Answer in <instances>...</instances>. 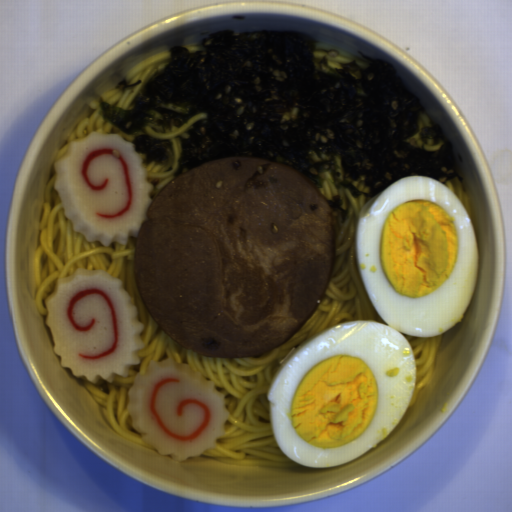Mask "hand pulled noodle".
<instances>
[{"label":"hand pulled noodle","mask_w":512,"mask_h":512,"mask_svg":"<svg viewBox=\"0 0 512 512\" xmlns=\"http://www.w3.org/2000/svg\"><path fill=\"white\" fill-rule=\"evenodd\" d=\"M57 177L55 173L44 187L43 213L38 223L40 243L33 258L32 277L39 312L48 317L46 301L55 293L58 279L67 278L75 274L76 269L83 268L103 271L120 279L143 327L144 348L137 352L139 364L129 367L127 377L113 376L112 382L100 378L96 383L82 377L111 429L129 443L155 448L133 426L128 411L129 391L135 376L145 373L151 361L159 363L173 359L177 364L190 366L205 380L214 382L216 390L223 394L229 414L223 423L225 433L216 439L215 448L200 454L212 456L222 463L266 467L302 465L284 453L273 434L268 396L280 368L302 344L338 324H387L364 288L358 265L357 225L360 211L368 203L365 196L354 197L346 187L336 188L329 172H325L323 186L319 189L321 194L326 200L339 196L341 208L347 209L348 214L343 221L342 211L332 208L336 224L335 259L320 304L277 348L248 358H218L184 348L161 328L145 307L137 287L138 237H130L127 243L112 241L103 245L77 232L55 189Z\"/></svg>","instance_id":"obj_1"},{"label":"hand pulled noodle","mask_w":512,"mask_h":512,"mask_svg":"<svg viewBox=\"0 0 512 512\" xmlns=\"http://www.w3.org/2000/svg\"><path fill=\"white\" fill-rule=\"evenodd\" d=\"M170 58V49L158 51L152 54L151 56L135 63L127 73L126 81L128 85L131 83H137V81L140 80L138 84L128 86L124 93L119 87H114L96 96L89 105L94 112L70 132L65 145L55 155L53 163L55 164L58 159L67 153L68 143L80 141L89 136L90 133L117 134L122 139L132 144L135 141V138L142 135V130H139L134 135H125L120 128L100 116L99 99L103 98L110 104H117L124 109L132 110L134 107H132L131 102L141 91L144 83L153 72L164 69Z\"/></svg>","instance_id":"obj_2"},{"label":"hand pulled noodle","mask_w":512,"mask_h":512,"mask_svg":"<svg viewBox=\"0 0 512 512\" xmlns=\"http://www.w3.org/2000/svg\"><path fill=\"white\" fill-rule=\"evenodd\" d=\"M205 118H207V114L199 111L181 127H175L174 123L170 122V131L168 133H165L159 125L153 123H146L144 125L149 134L157 138H168L174 143V155L171 152H167V157L162 161L161 165H154L150 161L146 166H142L146 172L148 184L153 186L152 192L149 195L152 201L173 179L177 178L174 176V172L180 160L182 144L176 136L188 139L186 131L192 129L195 121H201Z\"/></svg>","instance_id":"obj_3"},{"label":"hand pulled noodle","mask_w":512,"mask_h":512,"mask_svg":"<svg viewBox=\"0 0 512 512\" xmlns=\"http://www.w3.org/2000/svg\"><path fill=\"white\" fill-rule=\"evenodd\" d=\"M399 332L404 335L408 342L415 363L416 379L414 393L407 406V408H410L418 400L419 392L429 381L434 371L443 332L435 336H416L404 331Z\"/></svg>","instance_id":"obj_4"},{"label":"hand pulled noodle","mask_w":512,"mask_h":512,"mask_svg":"<svg viewBox=\"0 0 512 512\" xmlns=\"http://www.w3.org/2000/svg\"><path fill=\"white\" fill-rule=\"evenodd\" d=\"M316 47L322 48V49H334L338 54H335L334 52H324L322 50H317L313 52L312 54V61L314 64L315 69H318L320 67L319 62L323 58L324 55H326V63L331 68L340 69V64H349L352 61H355L359 67L367 68L368 64L359 58L356 55H353L349 52H346L336 46H329L320 42L314 43Z\"/></svg>","instance_id":"obj_5"},{"label":"hand pulled noodle","mask_w":512,"mask_h":512,"mask_svg":"<svg viewBox=\"0 0 512 512\" xmlns=\"http://www.w3.org/2000/svg\"><path fill=\"white\" fill-rule=\"evenodd\" d=\"M182 47L186 48L192 54L198 51H202L204 49L203 43L201 44H188L183 45Z\"/></svg>","instance_id":"obj_6"},{"label":"hand pulled noodle","mask_w":512,"mask_h":512,"mask_svg":"<svg viewBox=\"0 0 512 512\" xmlns=\"http://www.w3.org/2000/svg\"><path fill=\"white\" fill-rule=\"evenodd\" d=\"M139 155L141 161L147 158V154L145 152H135Z\"/></svg>","instance_id":"obj_7"}]
</instances>
